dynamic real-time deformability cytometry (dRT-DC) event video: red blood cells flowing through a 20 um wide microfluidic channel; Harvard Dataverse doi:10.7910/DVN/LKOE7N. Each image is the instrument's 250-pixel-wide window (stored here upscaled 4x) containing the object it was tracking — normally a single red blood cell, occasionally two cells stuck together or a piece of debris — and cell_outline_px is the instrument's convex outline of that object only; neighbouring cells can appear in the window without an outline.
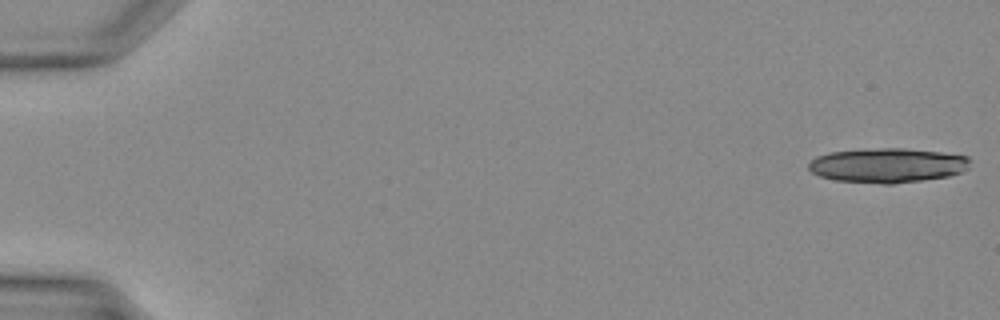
{"species": "Egyptian fruit bat (a non-hibernating species)", "species_latin": "Rousettus aegyptiacus", "temperature_condition": "warm", "stored_images_in_passage": 23, "camera_frame_rate_fps": 3000, "um_per_image_px": 0.085, "animal": {"sex": "female"}, "frame": {"image": 1, "passage_image": 1, "time_ms": 0.0, "image_size_px": [1000, 320], "cell_outline_px": [[968, 168], [964, 172], [948, 176], [892, 184], [880, 184], [836, 180], [820, 176], [812, 172], [808, 168], [808, 164], [816, 156], [828, 152], [880, 148], [904, 148], [940, 152], [968, 156]], "centroid_in_image_um": [75.42, 14.05], "position_along_channel_um": 9.6, "area_um2": 32.43}}
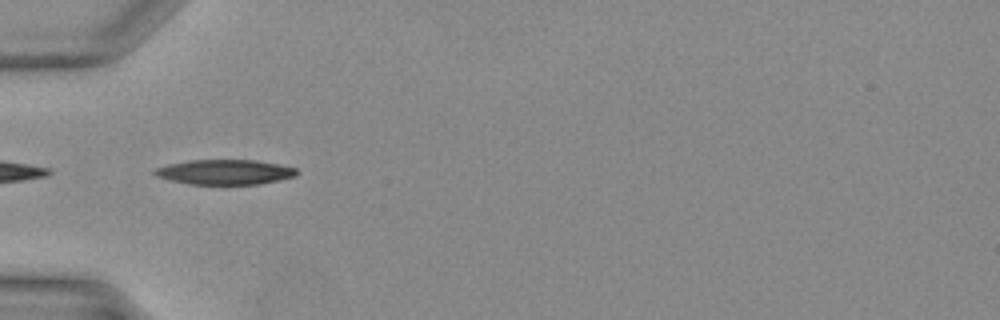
{"frame": {"image": 2, "passage_image": 14, "time_ms": 4.333, "image_size_px": [1000, 320], "cell_outline_px": [[300, 172], [296, 176], [280, 180], [260, 184], [188, 184], [156, 176], [152, 172], [156, 168], [168, 164], [188, 160], [256, 160], [280, 164], [296, 168]], "centroid_in_image_um": [19.15, 14.62], "position_along_channel_um": 65.8, "area_um2": 20.75}}
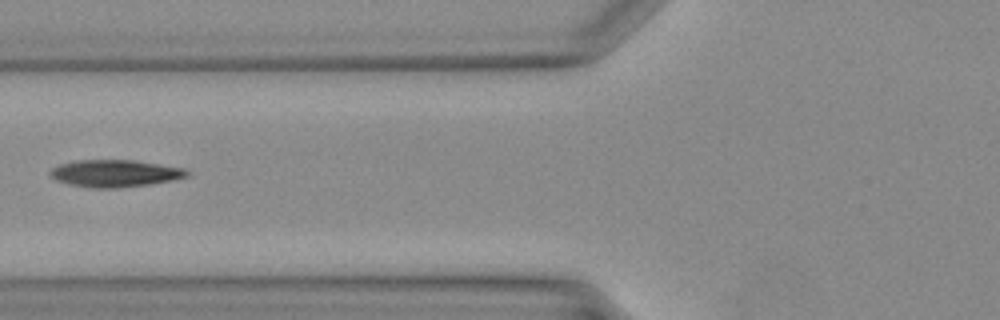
{"frame": {"image": 3, "passage_image": 17, "time_ms": 5.333, "image_size_px": [1000, 320], "cell_outline_px": [[192, 176], [172, 180], [148, 184], [116, 188], [92, 188], [68, 184], [56, 180], [48, 172], [52, 168], [60, 164], [76, 160], [132, 160], [160, 164], [184, 168]], "centroid_in_image_um": [9.77, 14.73], "position_along_channel_um": 116.0, "area_um2": 21.62}}